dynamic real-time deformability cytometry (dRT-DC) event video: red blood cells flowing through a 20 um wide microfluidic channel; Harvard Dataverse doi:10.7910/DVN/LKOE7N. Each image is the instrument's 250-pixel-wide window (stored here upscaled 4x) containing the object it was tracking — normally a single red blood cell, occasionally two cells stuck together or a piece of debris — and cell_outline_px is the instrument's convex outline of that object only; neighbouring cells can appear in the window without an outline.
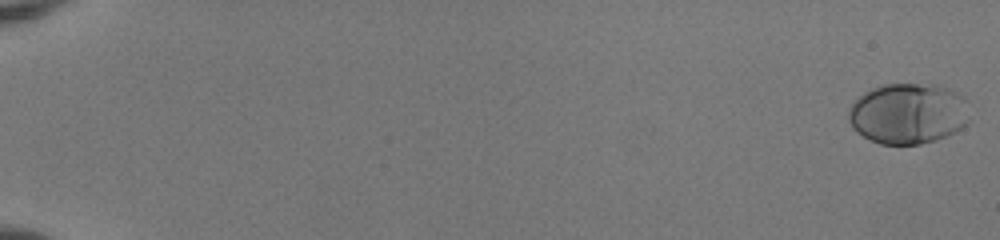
{"species": "human", "species_latin": "Homo sapiens", "temperature_condition": "room temperature", "stored_images_in_passage": 54, "camera_frame_rate_fps": 3000, "um_per_image_px": 0.085, "donor": {"sex": "female"}, "frame": {"image": 1, "passage_image": 1, "time_ms": 0.0, "image_size_px": [1000, 240], "cell_outline_px": [[968, 120], [960, 128], [944, 136], [920, 144], [880, 144], [856, 132], [852, 128], [848, 120], [848, 112], [852, 104], [864, 92], [872, 88], [884, 84], [936, 84], [948, 88], [956, 92], [964, 100]], "centroid_in_image_um": [77.13, 9.64], "position_along_channel_um": 7.9, "area_um2": 42.37}}
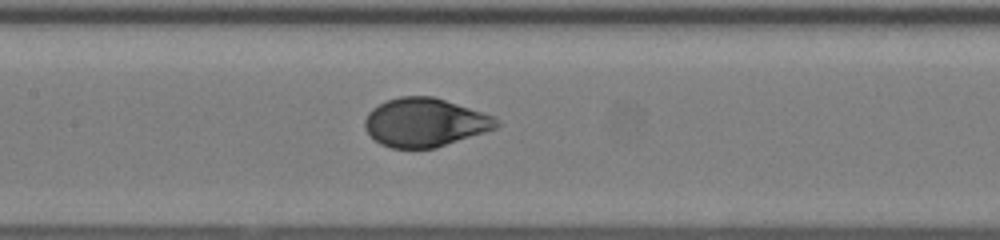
{"frame": {"image": 2, "passage_image": 29, "time_ms": 9.333, "image_size_px": [1000, 240], "cell_outline_px": [[500, 124], [496, 128], [436, 148], [392, 148], [380, 144], [364, 128], [364, 120], [368, 112], [372, 108], [388, 100], [400, 96], [432, 96], [496, 116]], "centroid_in_image_um": [36.12, 10.41], "position_along_channel_um": 171.3, "area_um2": 37.17}}
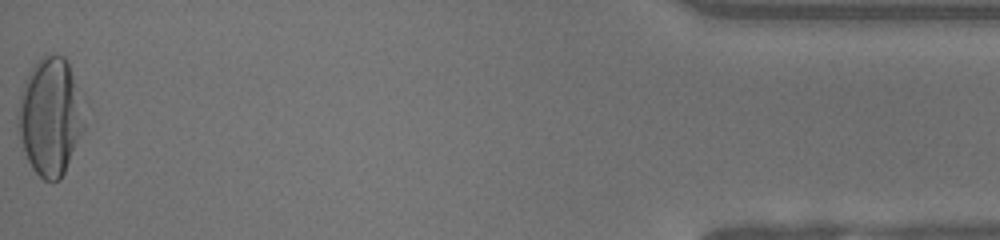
{"frame": {"image": 3, "passage_image": 54, "time_ms": 17.667, "image_size_px": [1000, 240], "cell_outline_px": [[84, 128], [64, 172], [60, 180], [52, 184], [44, 180], [32, 168], [24, 152], [16, 124], [16, 112], [24, 80], [40, 56], [64, 56], [68, 60], [84, 112]], "centroid_in_image_um": [4.23, 9.94], "position_along_channel_um": 431.0, "area_um2": 45.37}, "authors_computed_cell_mechanics": {"area_um2": 37.8879, "velocity_mm_per_s": 4.0238, "shape_relaxation_time_tau1_ms": 4.4209, "shape_relaxation_time_tau2_ms": null, "deformation_change_tau1": 0.2268, "deformation_change_tau2": null}}